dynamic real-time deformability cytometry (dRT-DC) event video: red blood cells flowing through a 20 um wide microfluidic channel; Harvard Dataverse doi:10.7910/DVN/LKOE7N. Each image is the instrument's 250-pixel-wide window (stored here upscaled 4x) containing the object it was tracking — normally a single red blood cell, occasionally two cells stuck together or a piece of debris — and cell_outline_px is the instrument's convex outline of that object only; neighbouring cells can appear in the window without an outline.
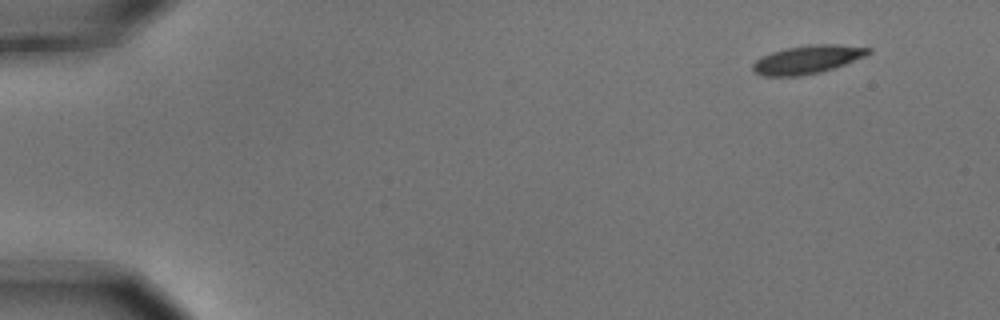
{"species": "common noctule bat (a hibernating species)", "species_latin": "Nyctalus noctula", "temperature_condition": "cold", "stored_images_in_passage": 10, "camera_frame_rate_fps": 3000, "um_per_image_px": 0.085, "animal": {"sex": "male", "body_mass_g": 15.6}, "frame": {"image": 1, "passage_image": 1, "time_ms": 0.0, "image_size_px": [1000, 320], "cell_outline_px": [[872, 52], [864, 56], [844, 64], [820, 72], [800, 76], [764, 76], [752, 72], [752, 64], [756, 60], [772, 52], [784, 48], [808, 44], [836, 44], [872, 48]], "centroid_in_image_um": [68.6, 5.05], "position_along_channel_um": 16.4, "area_um2": 19.02}}
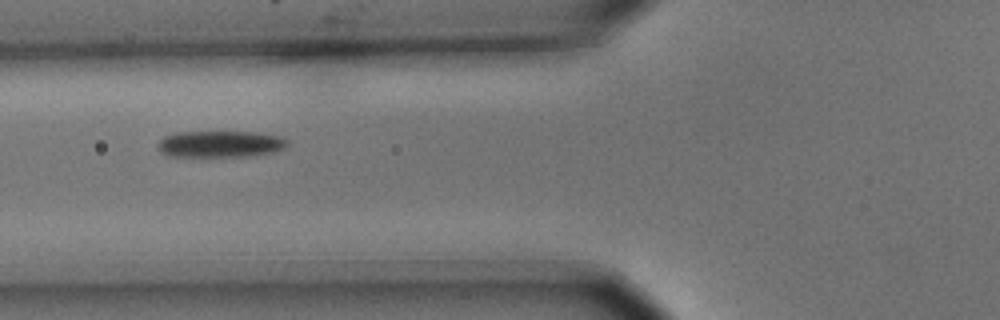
{"frame": {"image": 2, "passage_image": 6, "time_ms": 1.667, "image_size_px": [1000, 320], "cell_outline_px": [[288, 144], [284, 148], [276, 152], [252, 156], [168, 156], [160, 152], [156, 144], [164, 136], [180, 132], [252, 132], [280, 136], [288, 140]], "centroid_in_image_um": [18.73, 12.25], "position_along_channel_um": 107.1, "area_um2": 20.11}}
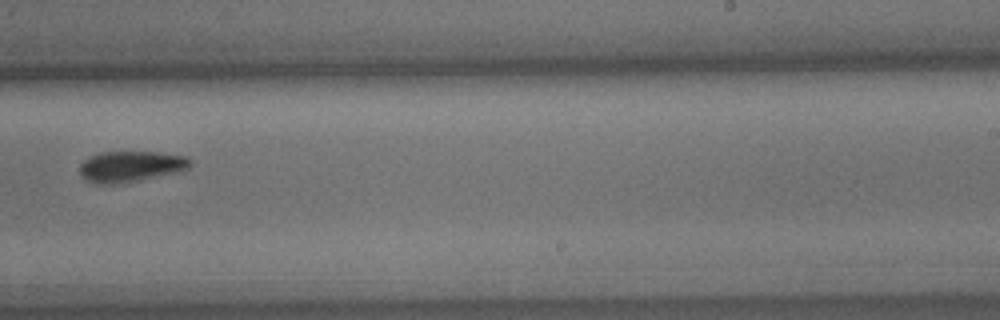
{"frame": {"image": 3, "passage_image": 10, "time_ms": 3.0, "image_size_px": [1000, 320], "cell_outline_px": [[192, 164], [188, 168], [176, 172], [136, 180], [112, 184], [100, 184], [88, 180], [80, 172], [80, 164], [88, 156], [100, 152], [160, 152], [188, 156], [192, 160]], "centroid_in_image_um": [11.14, 14.11], "position_along_channel_um": 277.9, "area_um2": 19.65}}